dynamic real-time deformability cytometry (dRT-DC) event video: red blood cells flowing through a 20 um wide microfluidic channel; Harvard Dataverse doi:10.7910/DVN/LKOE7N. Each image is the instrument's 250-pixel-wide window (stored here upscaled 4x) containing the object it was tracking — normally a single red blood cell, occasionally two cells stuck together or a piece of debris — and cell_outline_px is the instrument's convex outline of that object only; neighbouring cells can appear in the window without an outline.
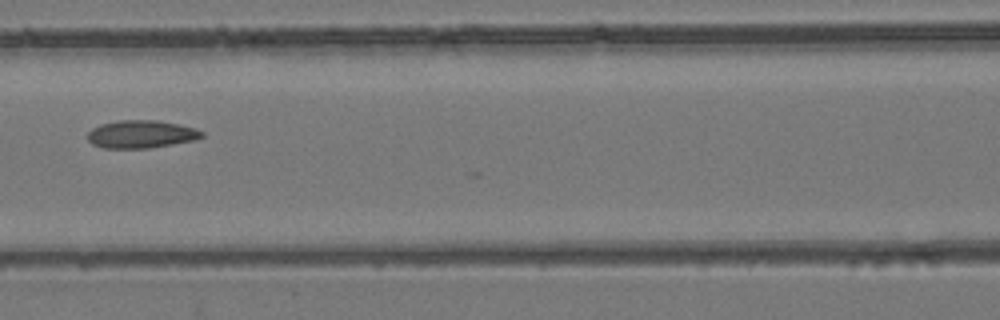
{"species": "common noctule bat (a hibernating species)", "species_latin": "Nyctalus noctula", "temperature_condition": "room temperature", "stored_images_in_passage": 8, "camera_frame_rate_fps": 3000, "um_per_image_px": 0.085, "animal": {"sex": "female", "body_mass_g": 24.6, "forearm_length_mm": 56.2}, "frame": {"image": 1, "passage_image": 6, "time_ms": 1.667, "image_size_px": [1000, 320], "cell_outline_px": [[204, 136], [196, 140], [148, 148], [104, 148], [92, 144], [88, 140], [88, 132], [92, 128], [100, 124], [116, 120], [156, 120], [196, 128], [204, 132]], "centroid_in_image_um": [11.99, 11.4], "position_along_channel_um": 154.6, "area_um2": 18.55}}
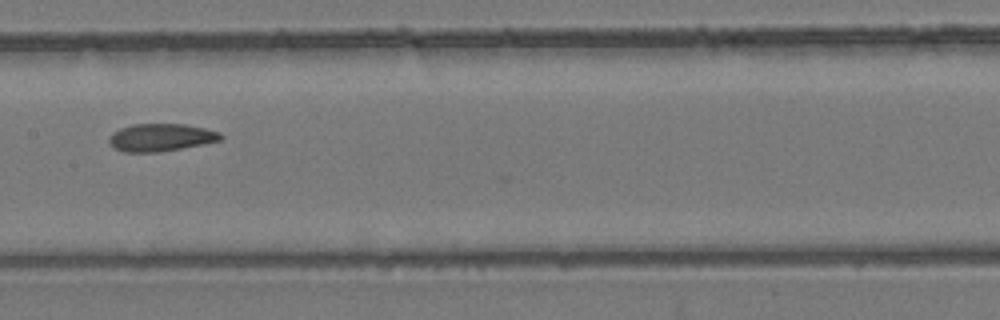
{"frame": {"image": 2, "passage_image": 7, "time_ms": 2.0, "image_size_px": [1000, 320], "cell_outline_px": [[224, 136], [220, 140], [160, 152], [124, 152], [112, 148], [108, 144], [108, 136], [112, 132], [120, 128], [132, 124], [184, 124], [204, 128], [220, 132]], "centroid_in_image_um": [13.59, 11.68], "position_along_channel_um": 193.8, "area_um2": 18.03}}
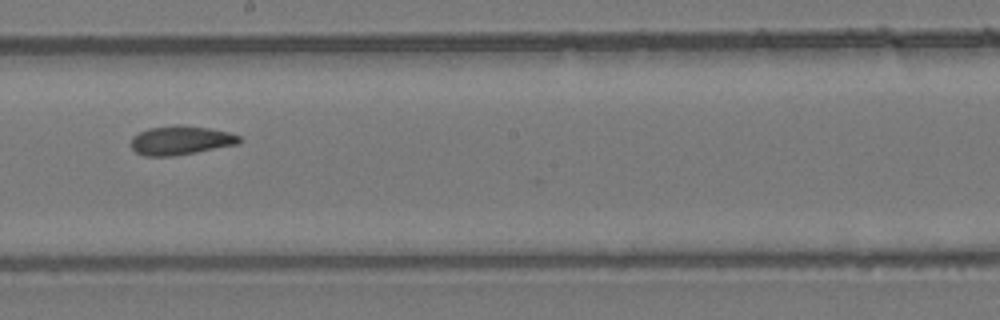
{"frame": {"image": 3, "passage_image": 8, "time_ms": 2.333, "image_size_px": [1000, 320], "cell_outline_px": [[244, 140], [240, 144], [196, 152], [172, 156], [144, 156], [136, 152], [132, 148], [132, 136], [148, 128], [176, 124], [180, 124], [208, 128], [228, 132], [240, 136]], "centroid_in_image_um": [15.39, 11.92], "position_along_channel_um": 232.8, "area_um2": 18.44}}